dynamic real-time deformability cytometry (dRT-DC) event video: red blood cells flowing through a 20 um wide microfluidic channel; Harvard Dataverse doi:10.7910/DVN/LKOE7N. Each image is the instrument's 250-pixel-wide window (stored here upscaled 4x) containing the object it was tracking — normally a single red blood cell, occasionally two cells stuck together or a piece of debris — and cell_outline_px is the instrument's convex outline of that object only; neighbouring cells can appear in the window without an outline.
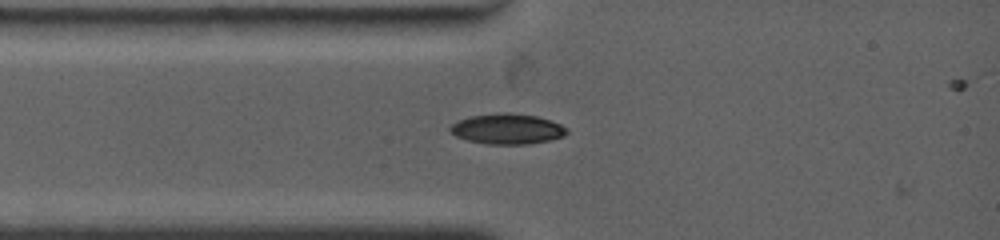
{"species": "common noctule bat (a hibernating species)", "species_latin": "Nyctalus noctula", "temperature_condition": "warm", "stored_images_in_passage": 3, "camera_frame_rate_fps": 4500, "um_per_image_px": 0.085, "animal": {"sex": "female", "body_mass_g": 19.0, "forearm_length_mm": 53.3}, "frame": {"image": 1, "passage_image": 2, "time_ms": 0.222, "image_size_px": [1000, 240], "cell_outline_px": [[568, 132], [564, 136], [548, 140], [528, 144], [488, 144], [468, 140], [456, 136], [448, 128], [452, 124], [468, 116], [496, 112], [508, 112], [536, 116], [560, 124], [568, 128]], "centroid_in_image_um": [43.11, 10.94], "position_along_channel_um": 41.9, "area_um2": 20.63}}